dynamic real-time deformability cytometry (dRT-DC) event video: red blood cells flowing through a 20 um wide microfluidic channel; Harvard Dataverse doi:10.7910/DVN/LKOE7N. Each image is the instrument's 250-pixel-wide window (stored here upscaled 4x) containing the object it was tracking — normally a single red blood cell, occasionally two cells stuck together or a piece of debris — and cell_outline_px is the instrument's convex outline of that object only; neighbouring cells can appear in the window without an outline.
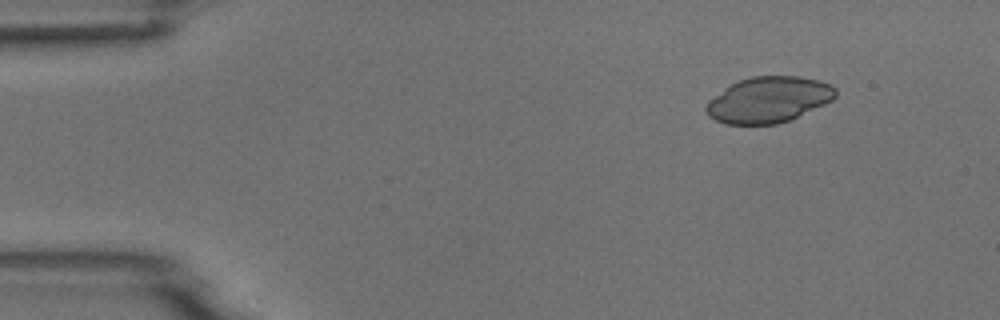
{"species": "common noctule bat (a hibernating species)", "species_latin": "Nyctalus noctula", "temperature_condition": "room temperature", "stored_images_in_passage": 6, "camera_frame_rate_fps": 3000, "um_per_image_px": 0.085, "animal": {"sex": "male", "body_mass_g": 18.8}, "frame": {"image": 1, "passage_image": 1, "time_ms": 0.0, "image_size_px": [1000, 320], "cell_outline_px": [[836, 96], [832, 100], [824, 104], [788, 120], [776, 124], [724, 124], [708, 116], [704, 108], [708, 100], [724, 88], [736, 80], [752, 76], [800, 76], [820, 80], [832, 84], [836, 88]], "centroid_in_image_um": [65.3, 8.46], "position_along_channel_um": 19.7, "area_um2": 34.74}}